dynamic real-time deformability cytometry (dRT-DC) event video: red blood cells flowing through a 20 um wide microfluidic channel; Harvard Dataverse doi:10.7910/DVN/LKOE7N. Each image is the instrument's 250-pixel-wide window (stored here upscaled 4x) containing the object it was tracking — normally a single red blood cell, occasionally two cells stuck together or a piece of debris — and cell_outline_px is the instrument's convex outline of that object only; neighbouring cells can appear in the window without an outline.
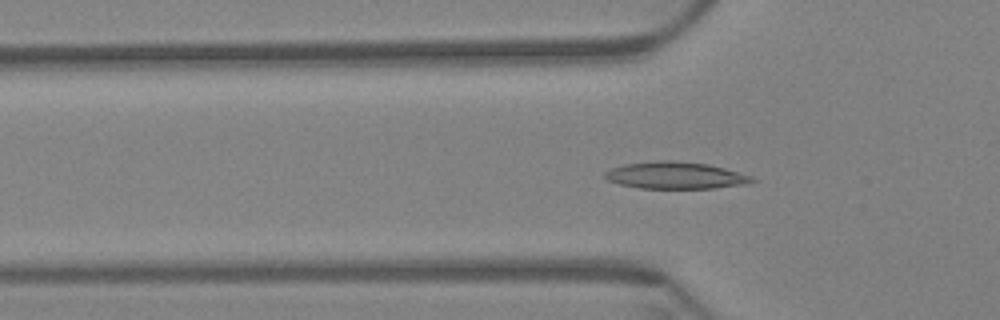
{"species": "Egyptian fruit bat (a non-hibernating species)", "species_latin": "Rousettus aegyptiacus", "temperature_condition": "warm", "stored_images_in_passage": 60, "camera_frame_rate_fps": 3000, "um_per_image_px": 0.085, "animal": {"sex": "female"}, "frame": {"image": 1, "passage_image": 19, "time_ms": 6.0, "image_size_px": [1000, 320], "cell_outline_px": [[756, 180], [748, 184], [716, 188], [640, 188], [620, 184], [608, 180], [604, 176], [604, 172], [612, 168], [624, 164], [656, 160], [672, 160], [708, 164], [724, 168], [752, 176]], "centroid_in_image_um": [57.43, 14.9], "position_along_channel_um": 68.4, "area_um2": 23.12}}
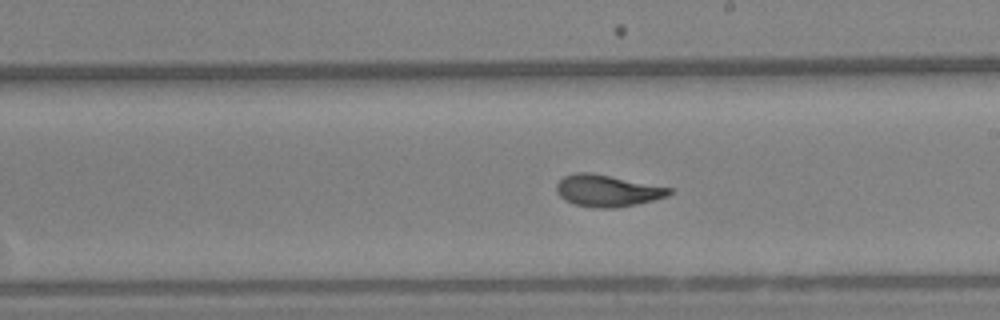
{"frame": {"image": 2, "passage_image": 34, "time_ms": 11.0, "image_size_px": [1000, 320], "cell_outline_px": [[672, 192], [668, 196], [636, 204], [612, 208], [596, 208], [576, 204], [564, 200], [556, 192], [556, 184], [564, 176], [576, 172], [592, 172], [672, 188]], "centroid_in_image_um": [51.6, 16.2], "position_along_channel_um": 237.4, "area_um2": 20.81}}
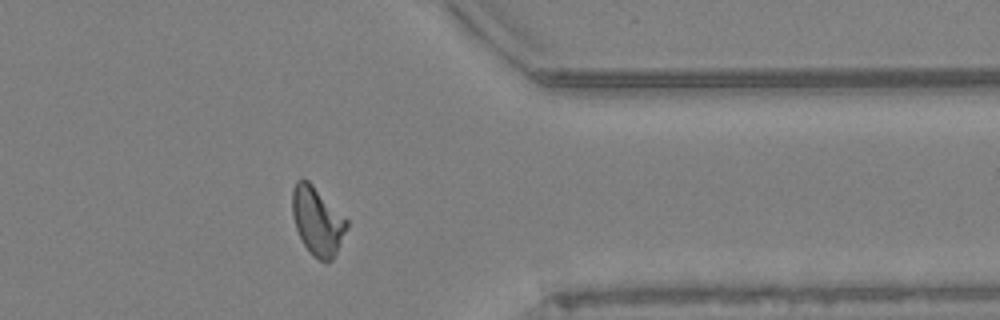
{"frame": {"image": 3, "passage_image": 48, "time_ms": 15.667, "image_size_px": [1000, 320], "cell_outline_px": [[348, 228], [332, 260], [320, 260], [312, 256], [304, 244], [296, 228], [292, 216], [292, 188], [296, 180], [308, 180], [348, 220]], "centroid_in_image_um": [26.97, 18.77], "position_along_channel_um": 384.4, "area_um2": 21.44}, "authors_computed_cell_mechanics": {"area_um2": 21.0681, "velocity_mm_per_s": 3.3941, "shape_relaxation_time_tau1_ms": 5.4754, "shape_relaxation_time_tau2_ms": 1.1281, "deformation_change_tau1": 0.1686, "deformation_change_tau2": 0.0708}}